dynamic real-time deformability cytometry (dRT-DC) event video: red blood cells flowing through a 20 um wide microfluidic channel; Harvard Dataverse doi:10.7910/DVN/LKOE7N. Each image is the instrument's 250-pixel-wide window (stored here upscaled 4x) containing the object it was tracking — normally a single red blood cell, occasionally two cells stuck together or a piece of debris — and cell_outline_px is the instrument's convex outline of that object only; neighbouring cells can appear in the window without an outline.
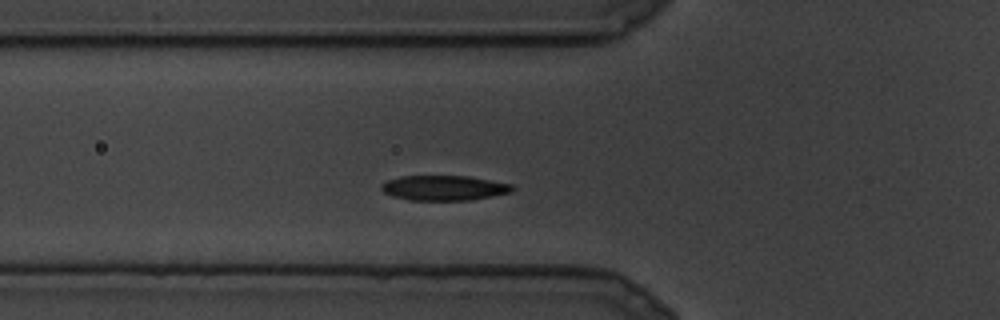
{"species": "common noctule bat (a hibernating species)", "species_latin": "Nyctalus noctula", "temperature_condition": "cold", "stored_images_in_passage": 17, "camera_frame_rate_fps": 3000, "um_per_image_px": 0.085, "animal": {"sex": "male", "body_mass_g": 19.5, "forearm_length_mm": 54.6}, "frame": {"image": 1, "passage_image": 6, "time_ms": 1.667, "image_size_px": [1000, 320], "cell_outline_px": [[516, 188], [512, 192], [468, 200], [412, 200], [392, 196], [384, 192], [380, 188], [380, 184], [388, 180], [400, 176], [468, 176], [512, 184]], "centroid_in_image_um": [37.73, 15.97], "position_along_channel_um": 88.1, "area_um2": 19.02}}
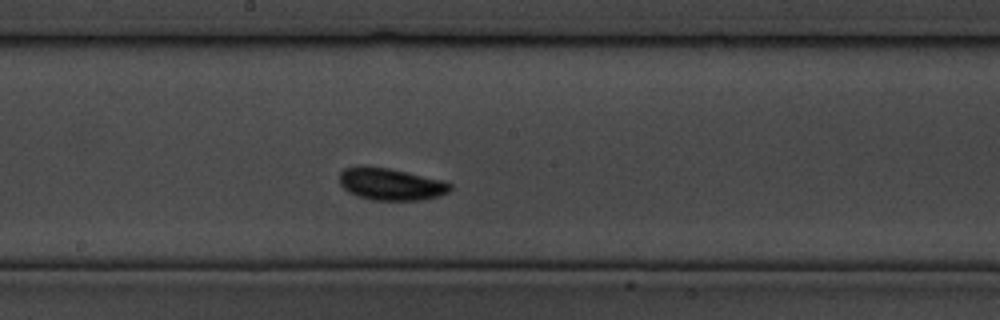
{"frame": {"image": 2, "passage_image": 11, "time_ms": 3.333, "image_size_px": [1000, 320], "cell_outline_px": [[452, 188], [448, 192], [436, 196], [420, 200], [372, 200], [348, 192], [340, 184], [340, 172], [344, 168], [360, 164], [364, 164], [388, 168], [444, 180], [452, 184]], "centroid_in_image_um": [33.19, 15.62], "position_along_channel_um": 215.0, "area_um2": 20.87}}
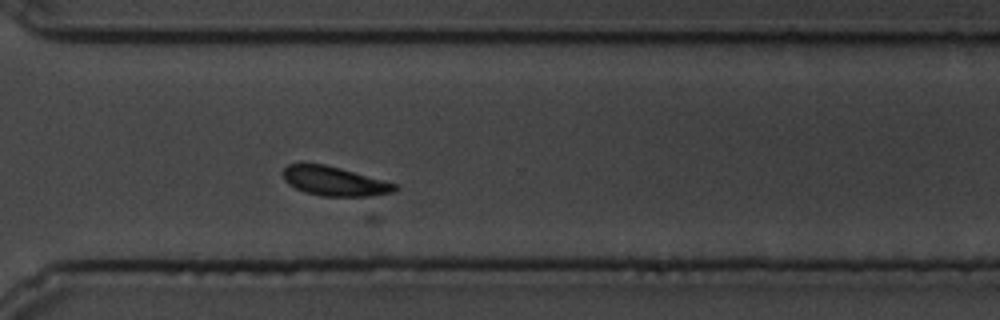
{"frame": {"image": 3, "passage_image": 17, "time_ms": 5.333, "image_size_px": [1000, 320], "cell_outline_px": [[400, 188], [396, 192], [372, 196], [324, 196], [304, 192], [288, 184], [284, 180], [284, 168], [288, 164], [300, 160], [324, 164], [340, 168], [396, 184]], "centroid_in_image_um": [28.38, 15.37], "position_along_channel_um": 342.2, "area_um2": 19.42}}